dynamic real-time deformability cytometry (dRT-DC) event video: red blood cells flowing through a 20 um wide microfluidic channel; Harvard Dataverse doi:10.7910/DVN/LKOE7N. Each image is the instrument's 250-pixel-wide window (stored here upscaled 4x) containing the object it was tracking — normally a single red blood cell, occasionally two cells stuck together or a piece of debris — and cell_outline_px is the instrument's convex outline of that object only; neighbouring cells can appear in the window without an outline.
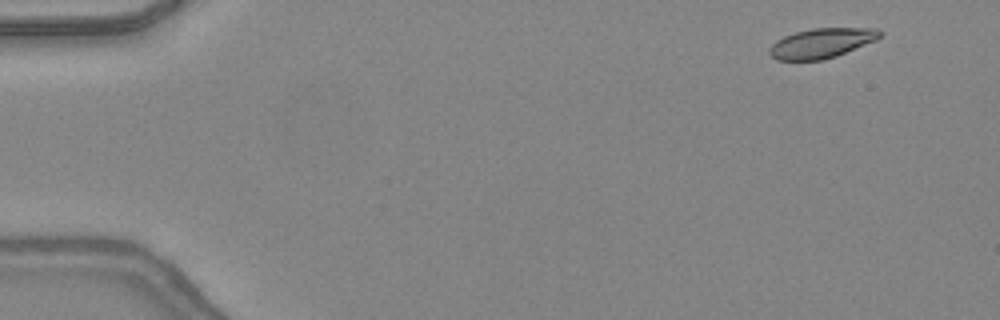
{"species": "common noctule bat (a hibernating species)", "species_latin": "Nyctalus noctula", "temperature_condition": "warm", "stored_images_in_passage": 44, "camera_frame_rate_fps": 3000, "um_per_image_px": 0.085, "animal": {"sex": "female", "body_mass_g": 24.6, "forearm_length_mm": 56.2}, "frame": {"image": 1, "passage_image": 3, "time_ms": 0.667, "image_size_px": [1000, 320], "cell_outline_px": [[880, 36], [876, 40], [836, 56], [820, 60], [776, 60], [768, 52], [768, 48], [776, 40], [784, 36], [796, 32], [812, 28], [876, 28], [880, 32]], "centroid_in_image_um": [69.79, 3.67], "position_along_channel_um": 15.2, "area_um2": 19.02}}
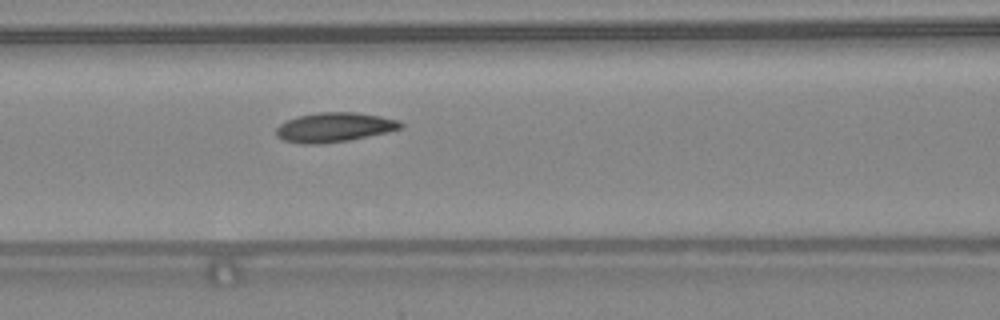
{"frame": {"image": 2, "passage_image": 20, "time_ms": 6.333, "image_size_px": [1000, 320], "cell_outline_px": [[404, 128], [388, 132], [348, 140], [320, 144], [300, 144], [284, 140], [276, 136], [276, 128], [280, 124], [296, 116], [320, 112], [352, 112], [380, 116], [400, 120], [404, 124]], "centroid_in_image_um": [28.43, 10.82], "position_along_channel_um": 138.2, "area_um2": 21.44}}
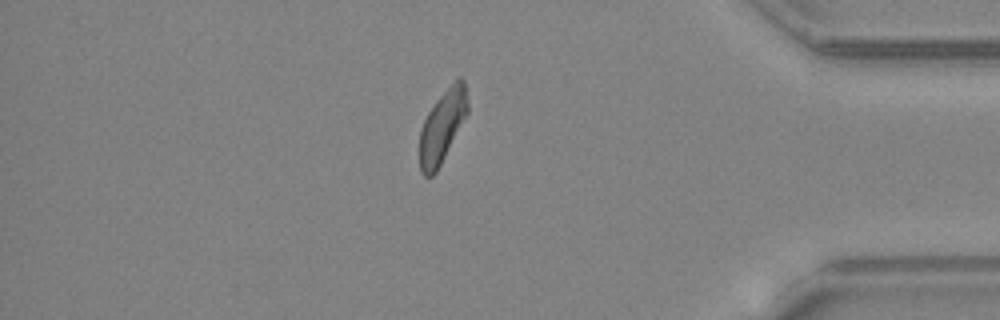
{"frame": {"image": 3, "passage_image": 40, "time_ms": 13.0, "image_size_px": [1000, 320], "cell_outline_px": [[468, 112], [436, 172], [432, 176], [424, 176], [420, 172], [420, 128], [428, 112], [436, 100], [460, 76], [464, 80], [468, 100]], "centroid_in_image_um": [37.59, 10.74], "position_along_channel_um": 397.6, "area_um2": 19.88}}